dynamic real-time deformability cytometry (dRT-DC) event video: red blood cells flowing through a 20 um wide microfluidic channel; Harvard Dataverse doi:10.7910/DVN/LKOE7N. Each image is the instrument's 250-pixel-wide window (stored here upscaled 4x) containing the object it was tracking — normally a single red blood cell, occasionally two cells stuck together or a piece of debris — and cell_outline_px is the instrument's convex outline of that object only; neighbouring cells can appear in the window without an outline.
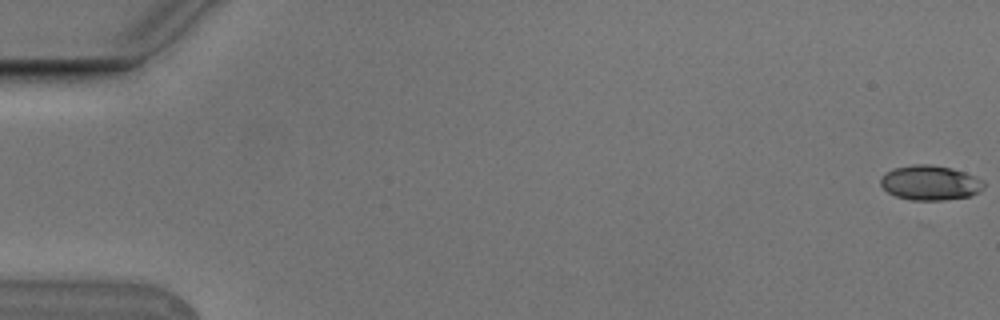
{"species": "Egyptian fruit bat (a non-hibernating species)", "species_latin": "Rousettus aegyptiacus", "temperature_condition": "cold", "stored_images_in_passage": 3, "camera_frame_rate_fps": 3000, "um_per_image_px": 0.085, "animal": {"sex": "male"}, "frame": {"image": 1, "passage_image": 1, "time_ms": 0.0, "image_size_px": [1000, 320], "cell_outline_px": [[984, 188], [968, 196], [944, 200], [912, 200], [896, 196], [888, 192], [880, 184], [880, 176], [892, 168], [912, 164], [932, 164], [952, 168], [964, 172], [984, 180]], "centroid_in_image_um": [79.03, 15.52], "position_along_channel_um": 6.0, "area_um2": 20.98}}